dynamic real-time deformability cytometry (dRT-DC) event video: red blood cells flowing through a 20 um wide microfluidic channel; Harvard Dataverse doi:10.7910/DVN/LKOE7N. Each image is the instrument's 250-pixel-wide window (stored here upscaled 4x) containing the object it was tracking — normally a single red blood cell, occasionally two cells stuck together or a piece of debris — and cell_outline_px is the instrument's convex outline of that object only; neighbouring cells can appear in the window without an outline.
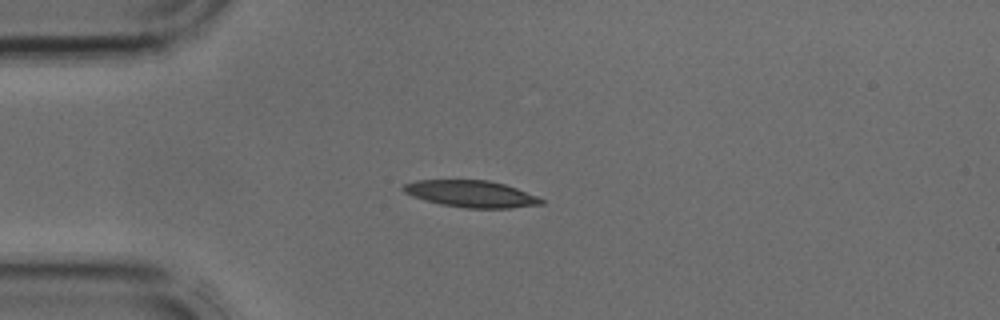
{"species": "common noctule bat (a hibernating species)", "species_latin": "Nyctalus noctula", "temperature_condition": "cold", "stored_images_in_passage": 4, "camera_frame_rate_fps": 3000, "um_per_image_px": 0.085, "animal": {"sex": "male", "body_mass_g": 17.9, "forearm_length_mm": 54.2}, "frame": {"image": 1, "passage_image": 3, "time_ms": 0.667, "image_size_px": [1000, 320], "cell_outline_px": [[544, 204], [508, 208], [468, 208], [440, 204], [424, 200], [412, 196], [404, 192], [400, 188], [404, 184], [416, 180], [488, 180], [504, 184], [516, 188], [536, 196], [544, 200]], "centroid_in_image_um": [40.01, 16.47], "position_along_channel_um": 45.0, "area_um2": 21.44}}
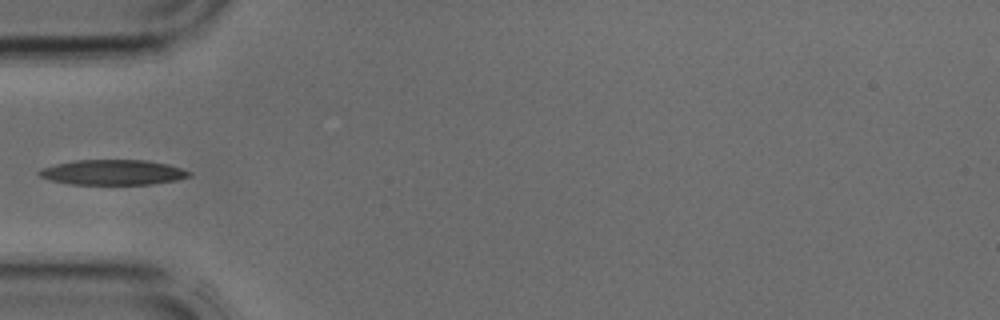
{"frame": {"image": 2, "passage_image": 4, "time_ms": 1.0, "image_size_px": [1000, 320], "cell_outline_px": [[192, 176], [176, 180], [152, 184], [68, 184], [52, 180], [40, 176], [36, 172], [40, 168], [72, 160], [148, 160], [168, 164], [192, 172]], "centroid_in_image_um": [9.6, 14.64], "position_along_channel_um": 75.4, "area_um2": 22.08}}